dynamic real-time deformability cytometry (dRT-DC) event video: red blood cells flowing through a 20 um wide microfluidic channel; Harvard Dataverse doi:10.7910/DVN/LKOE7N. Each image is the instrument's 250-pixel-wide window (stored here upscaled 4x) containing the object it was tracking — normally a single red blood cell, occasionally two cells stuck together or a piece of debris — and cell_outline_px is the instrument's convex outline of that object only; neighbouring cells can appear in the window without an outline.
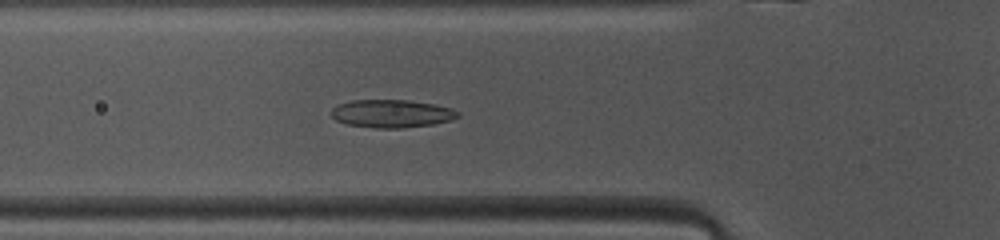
{"species": "common noctule bat (a hibernating species)", "species_latin": "Nyctalus noctula", "temperature_condition": "warm", "stored_images_in_passage": 39, "camera_frame_rate_fps": 3000, "um_per_image_px": 0.085, "animal": {"sex": "female", "body_mass_g": 10.0, "forearm_length_mm": 53.1}, "frame": {"image": 1, "passage_image": 7, "time_ms": 2.0, "image_size_px": [1000, 240], "cell_outline_px": [[460, 116], [448, 120], [432, 124], [400, 128], [376, 128], [348, 124], [336, 120], [332, 116], [332, 108], [340, 104], [352, 100], [408, 100], [436, 104], [452, 108], [460, 112]], "centroid_in_image_um": [33.32, 9.65], "position_along_channel_um": 92.5, "area_um2": 20.46}}
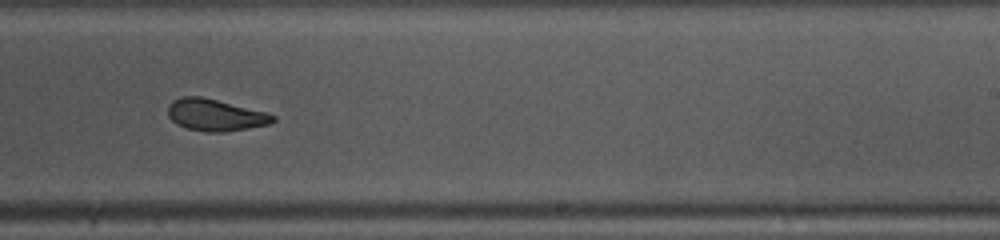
{"frame": {"image": 2, "passage_image": 20, "time_ms": 6.333, "image_size_px": [1000, 240], "cell_outline_px": [[276, 120], [268, 124], [248, 128], [224, 132], [208, 132], [188, 128], [176, 124], [168, 116], [168, 104], [172, 100], [180, 96], [200, 96], [268, 112], [276, 116]], "centroid_in_image_um": [18.29, 9.76], "position_along_channel_um": 270.7, "area_um2": 19.54}}
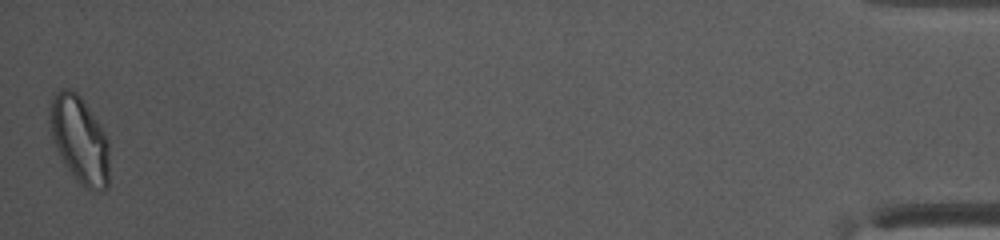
{"frame": {"image": 3, "passage_image": 39, "time_ms": 12.667, "image_size_px": [1000, 240], "cell_outline_px": [[108, 188], [100, 192], [84, 188], [80, 184], [68, 168], [60, 156], [56, 148], [52, 136], [52, 100], [60, 88], [68, 88], [76, 92], [84, 100], [104, 132], [108, 140]], "centroid_in_image_um": [6.81, 11.91], "position_along_channel_um": 428.4, "area_um2": 29.48}, "authors_computed_cell_mechanics": {"area_um2": 20.4612, "velocity_mm_per_s": 4.0987, "shape_relaxation_time_tau1_ms": 5.3731, "shape_relaxation_time_tau2_ms": 2.3696, "deformation_change_tau1": 0.1548, "deformation_change_tau2": 0.0737}}